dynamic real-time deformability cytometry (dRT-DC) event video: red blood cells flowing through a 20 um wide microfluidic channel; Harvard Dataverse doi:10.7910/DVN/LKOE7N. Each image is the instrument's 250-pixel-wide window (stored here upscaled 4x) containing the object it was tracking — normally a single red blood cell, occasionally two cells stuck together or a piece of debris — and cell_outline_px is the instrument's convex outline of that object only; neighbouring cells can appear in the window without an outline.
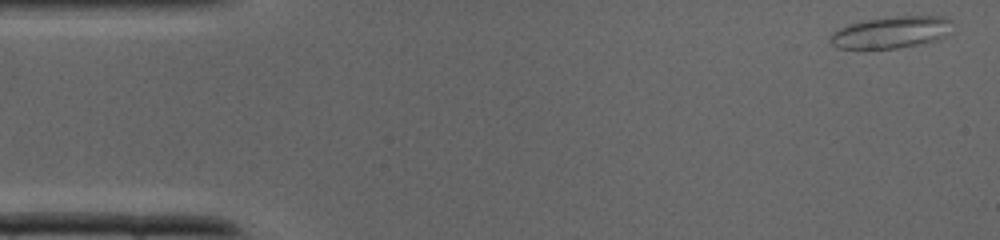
{"species": "common noctule bat (a hibernating species)", "species_latin": "Nyctalus noctula", "temperature_condition": "cold", "stored_images_in_passage": 9, "camera_frame_rate_fps": 3000, "um_per_image_px": 0.085, "animal": {"sex": "male", "body_mass_g": 19.0, "forearm_length_mm": 50.8}, "frame": {"image": 1, "passage_image": 1, "time_ms": 0.0, "image_size_px": [1000, 240], "cell_outline_px": [[952, 20], [944, 36], [936, 40], [920, 44], [896, 48], [836, 48], [828, 40], [828, 36], [832, 32], [848, 24], [864, 20], [900, 16], [944, 16]], "centroid_in_image_um": [75.68, 2.74], "position_along_channel_um": 9.3, "area_um2": 22.43}}